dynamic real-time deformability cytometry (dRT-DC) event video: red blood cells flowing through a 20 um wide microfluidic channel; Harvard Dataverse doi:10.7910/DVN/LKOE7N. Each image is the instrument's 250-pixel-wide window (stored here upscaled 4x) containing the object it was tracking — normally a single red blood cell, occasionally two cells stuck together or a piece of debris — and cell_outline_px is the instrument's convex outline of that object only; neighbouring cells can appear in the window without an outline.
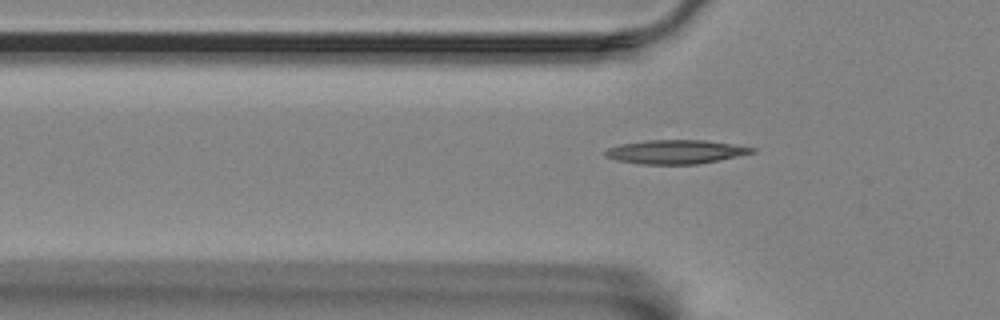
{"species": "Egyptian fruit bat (a non-hibernating species)", "species_latin": "Rousettus aegyptiacus", "temperature_condition": "room temperature", "stored_images_in_passage": 43, "camera_frame_rate_fps": 3000, "um_per_image_px": 0.085, "animal": {"sex": "female"}, "frame": {"image": 1, "passage_image": 5, "time_ms": 1.333, "image_size_px": [1000, 320], "cell_outline_px": [[756, 152], [696, 164], [640, 164], [616, 160], [604, 156], [604, 152], [608, 148], [620, 144], [648, 140], [704, 140], [732, 144], [756, 148]], "centroid_in_image_um": [57.39, 12.9], "position_along_channel_um": 68.4, "area_um2": 20.23}}
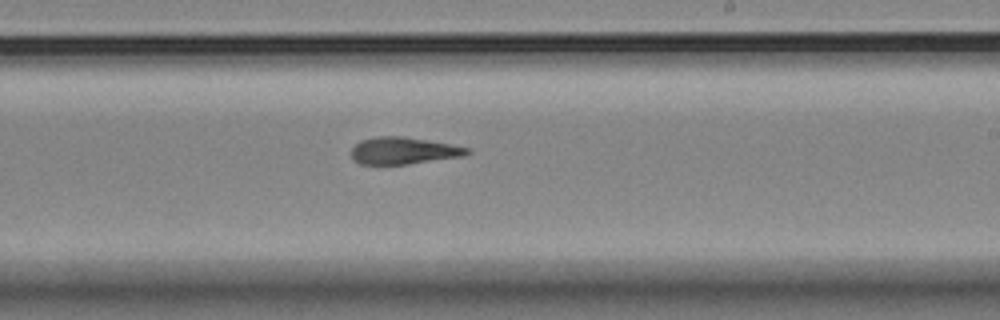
{"frame": {"image": 2, "passage_image": 21, "time_ms": 6.667, "image_size_px": [1000, 320], "cell_outline_px": [[472, 152], [464, 156], [408, 164], [360, 164], [352, 160], [352, 148], [360, 140], [380, 136], [400, 136], [448, 144], [468, 148]], "centroid_in_image_um": [34.27, 12.82], "position_along_channel_um": 254.7, "area_um2": 17.98}}
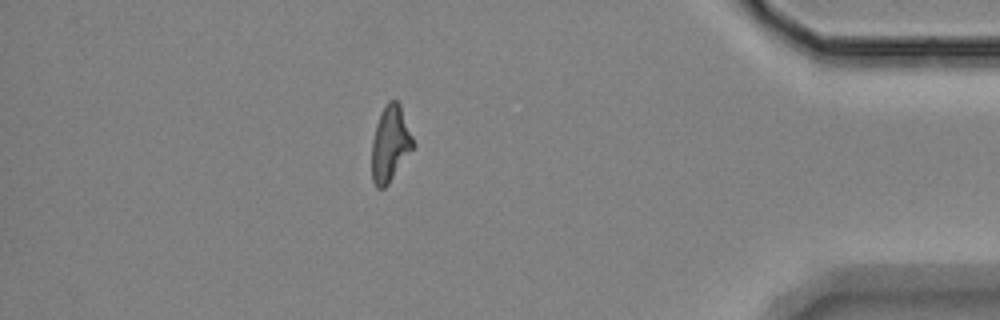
{"frame": {"image": 3, "passage_image": 37, "time_ms": 12.0, "image_size_px": [1000, 320], "cell_outline_px": [[416, 144], [388, 184], [384, 188], [376, 188], [372, 180], [372, 140], [376, 124], [380, 112], [388, 100], [396, 100], [400, 104]], "centroid_in_image_um": [33.17, 12.2], "position_along_channel_um": 402.0, "area_um2": 18.32}}